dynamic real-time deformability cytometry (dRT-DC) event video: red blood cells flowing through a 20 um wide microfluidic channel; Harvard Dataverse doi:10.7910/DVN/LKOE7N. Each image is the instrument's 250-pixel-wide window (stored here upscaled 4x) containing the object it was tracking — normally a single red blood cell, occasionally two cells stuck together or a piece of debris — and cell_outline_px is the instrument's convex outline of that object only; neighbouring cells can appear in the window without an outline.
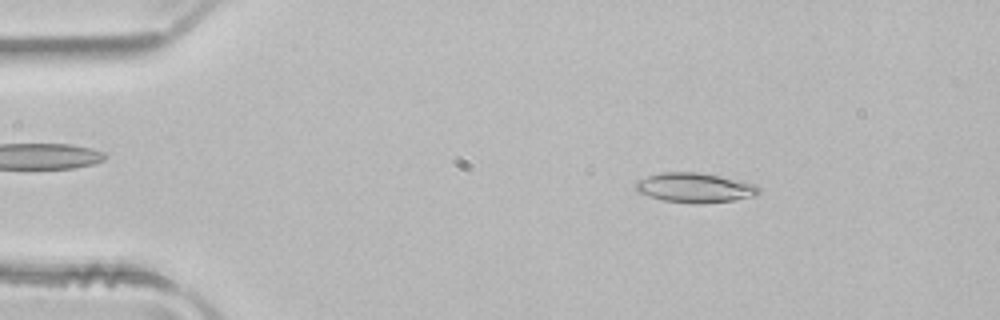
{"species": "common noctule bat (a hibernating species)", "species_latin": "Nyctalus noctula", "temperature_condition": "room temperature", "stored_images_in_passage": 49, "camera_frame_rate_fps": 3000, "um_per_image_px": 0.085, "animal": {"sex": "male", "body_mass_g": 21.5, "forearm_length_mm": 52.0}, "frame": {"image": 1, "passage_image": 7, "time_ms": 2.0, "image_size_px": [1000, 320], "cell_outline_px": [[760, 192], [756, 196], [736, 200], [700, 204], [692, 204], [664, 200], [648, 196], [636, 192], [636, 180], [660, 172], [700, 172], [720, 176], [756, 184], [760, 188]], "centroid_in_image_um": [59.07, 15.96], "position_along_channel_um": 25.9, "area_um2": 21.56}}
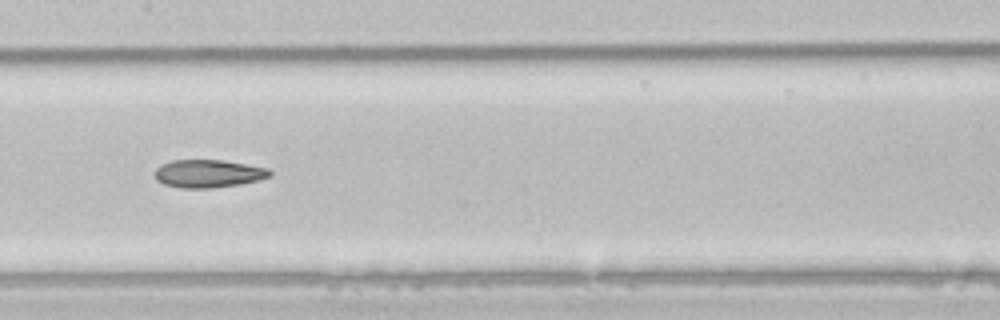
{"frame": {"image": 2, "passage_image": 24, "time_ms": 7.667, "image_size_px": [1000, 320], "cell_outline_px": [[272, 176], [240, 184], [212, 188], [180, 188], [164, 184], [156, 180], [156, 168], [160, 164], [172, 160], [224, 160], [268, 168], [272, 172]], "centroid_in_image_um": [17.7, 14.75], "position_along_channel_um": 189.7, "area_um2": 18.73}}
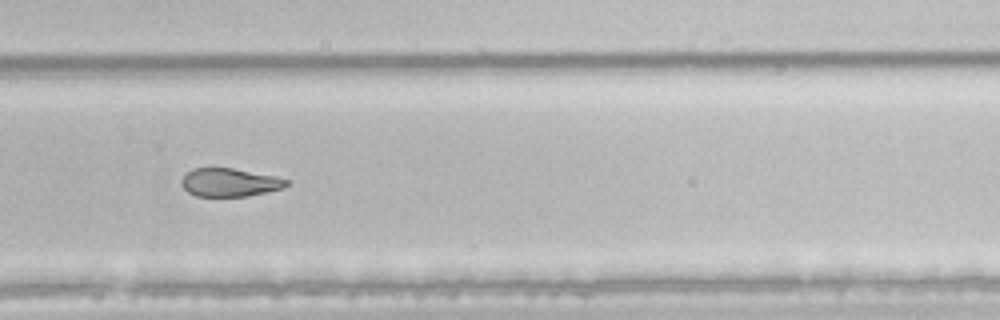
{"frame": {"image": 3, "passage_image": 33, "time_ms": 10.667, "image_size_px": [1000, 320], "cell_outline_px": [[288, 184], [284, 188], [248, 196], [196, 196], [188, 192], [180, 184], [180, 180], [192, 168], [232, 168], [276, 176], [288, 180]], "centroid_in_image_um": [19.51, 15.5], "position_along_channel_um": 310.3, "area_um2": 17.28}, "authors_computed_cell_mechanics": {"area_um2": 20.4034, "velocity_mm_per_s": 4.0452, "shape_relaxation_time_tau1_ms": 9.4884, "shape_relaxation_time_tau2_ms": 2.7786, "deformation_change_tau1": 0.209, "deformation_change_tau2": 0.0973}}